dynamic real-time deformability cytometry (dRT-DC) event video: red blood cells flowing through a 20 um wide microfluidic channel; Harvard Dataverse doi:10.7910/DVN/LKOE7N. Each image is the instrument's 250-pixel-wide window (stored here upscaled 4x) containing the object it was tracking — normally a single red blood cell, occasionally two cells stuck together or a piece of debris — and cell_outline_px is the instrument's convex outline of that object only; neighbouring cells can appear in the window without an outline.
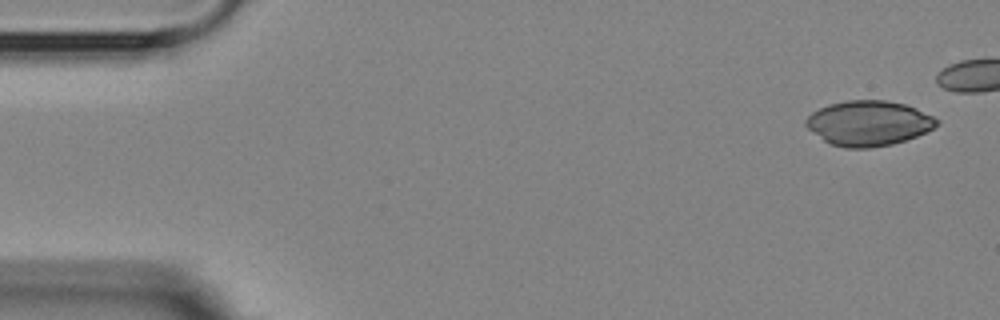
{"species": "Egyptian fruit bat (a non-hibernating species)", "species_latin": "Rousettus aegyptiacus", "temperature_condition": "room temperature", "stored_images_in_passage": 9, "camera_frame_rate_fps": 3000, "um_per_image_px": 0.085, "animal": {"sex": "female"}, "frame": {"image": 1, "passage_image": 1, "time_ms": 0.0, "image_size_px": [1000, 320], "cell_outline_px": [[940, 124], [916, 136], [892, 144], [868, 148], [844, 148], [832, 144], [824, 140], [808, 128], [804, 124], [804, 120], [812, 112], [828, 104], [848, 100], [884, 100], [904, 104], [916, 108], [940, 120]], "centroid_in_image_um": [73.82, 10.47], "position_along_channel_um": 11.2, "area_um2": 34.16}}
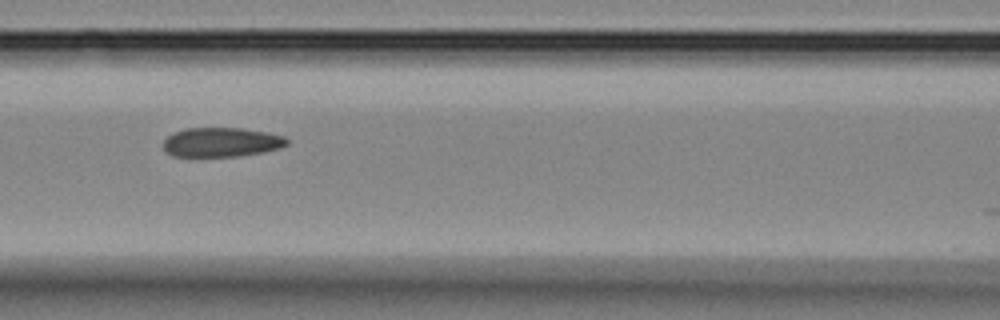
{"frame": {"image": 2, "passage_image": 8, "time_ms": 8.667, "image_size_px": [1000, 320], "cell_outline_px": [[288, 144], [280, 148], [264, 152], [240, 156], [172, 156], [164, 148], [164, 140], [168, 136], [184, 128], [244, 128], [268, 132], [284, 136], [288, 140]], "centroid_in_image_um": [18.87, 12.08], "position_along_channel_um": 147.7, "area_um2": 21.15}}
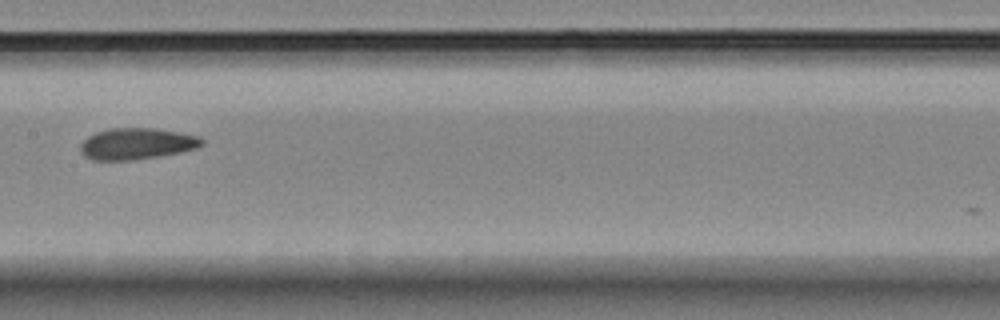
{"frame": {"image": 3, "passage_image": 9, "time_ms": 10.0, "image_size_px": [1000, 320], "cell_outline_px": [[204, 144], [196, 148], [180, 152], [156, 156], [128, 160], [92, 160], [84, 156], [80, 152], [80, 144], [88, 136], [96, 132], [108, 128], [156, 128], [180, 132], [200, 136], [204, 140]], "centroid_in_image_um": [11.61, 12.2], "position_along_channel_um": 195.8, "area_um2": 22.25}}